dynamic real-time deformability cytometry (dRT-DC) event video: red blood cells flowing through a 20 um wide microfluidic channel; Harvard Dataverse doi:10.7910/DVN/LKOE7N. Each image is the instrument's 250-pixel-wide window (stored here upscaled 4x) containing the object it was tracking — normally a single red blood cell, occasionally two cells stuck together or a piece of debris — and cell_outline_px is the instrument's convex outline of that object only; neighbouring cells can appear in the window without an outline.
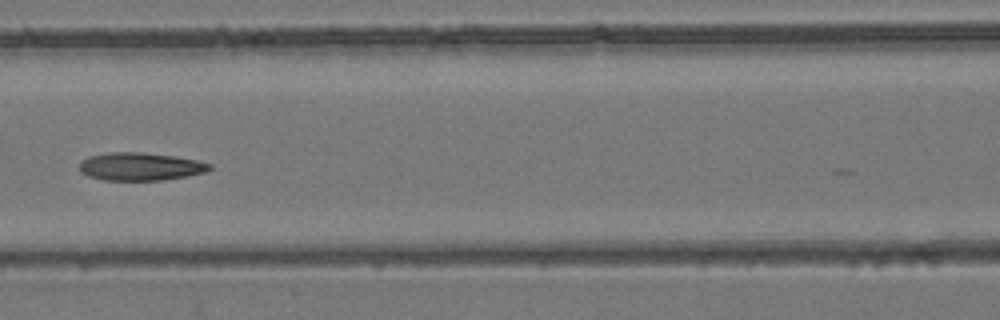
{"species": "common noctule bat (a hibernating species)", "species_latin": "Nyctalus noctula", "temperature_condition": "room temperature", "stored_images_in_passage": 8, "camera_frame_rate_fps": 3000, "um_per_image_px": 0.085, "animal": {"sex": "female", "body_mass_g": 24.6, "forearm_length_mm": 56.2}, "frame": {"image": 1, "passage_image": 7, "time_ms": 7.667, "image_size_px": [1000, 320], "cell_outline_px": [[212, 168], [208, 172], [164, 180], [104, 180], [88, 176], [80, 172], [80, 160], [88, 156], [108, 152], [140, 152], [172, 156], [196, 160], [212, 164]], "centroid_in_image_um": [11.91, 14.15], "position_along_channel_um": 154.7, "area_um2": 21.27}}
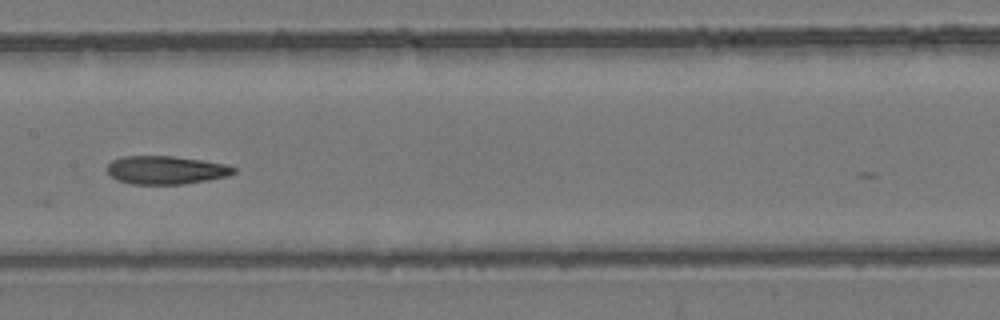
{"frame": {"image": 2, "passage_image": 8, "time_ms": 8.667, "image_size_px": [1000, 320], "cell_outline_px": [[236, 172], [228, 176], [208, 180], [184, 184], [132, 184], [116, 180], [108, 172], [108, 164], [112, 160], [124, 156], [172, 156], [228, 164], [236, 168]], "centroid_in_image_um": [14.13, 14.45], "position_along_channel_um": 193.3, "area_um2": 20.87}}